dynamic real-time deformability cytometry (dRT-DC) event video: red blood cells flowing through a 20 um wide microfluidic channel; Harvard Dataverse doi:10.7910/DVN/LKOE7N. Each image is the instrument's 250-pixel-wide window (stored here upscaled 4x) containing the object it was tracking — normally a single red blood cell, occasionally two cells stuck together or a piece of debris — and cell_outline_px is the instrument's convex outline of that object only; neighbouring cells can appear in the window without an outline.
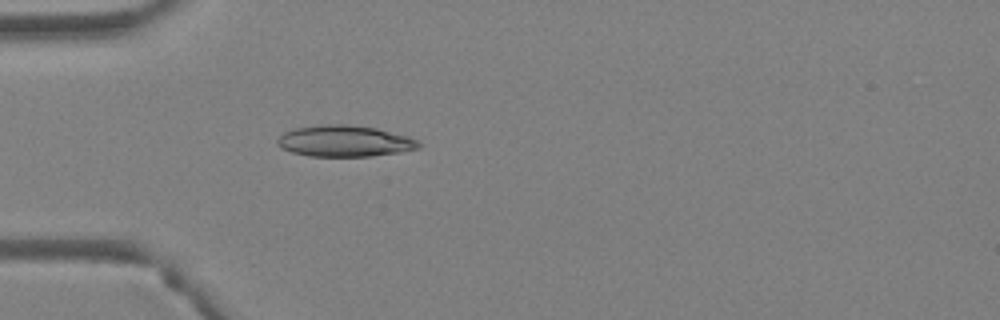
{"species": "Egyptian fruit bat (a non-hibernating species)", "species_latin": "Rousettus aegyptiacus", "temperature_condition": "warm", "stored_images_in_passage": 4, "camera_frame_rate_fps": 3000, "um_per_image_px": 0.085, "animal": {"sex": "female"}, "frame": {"image": 1, "passage_image": 4, "time_ms": 1.0, "image_size_px": [1000, 320], "cell_outline_px": [[420, 148], [400, 152], [372, 156], [308, 156], [292, 152], [280, 148], [276, 140], [284, 132], [296, 128], [324, 124], [344, 124], [376, 128], [408, 136], [420, 140]], "centroid_in_image_um": [29.31, 11.99], "position_along_channel_um": 55.7, "area_um2": 25.78}}